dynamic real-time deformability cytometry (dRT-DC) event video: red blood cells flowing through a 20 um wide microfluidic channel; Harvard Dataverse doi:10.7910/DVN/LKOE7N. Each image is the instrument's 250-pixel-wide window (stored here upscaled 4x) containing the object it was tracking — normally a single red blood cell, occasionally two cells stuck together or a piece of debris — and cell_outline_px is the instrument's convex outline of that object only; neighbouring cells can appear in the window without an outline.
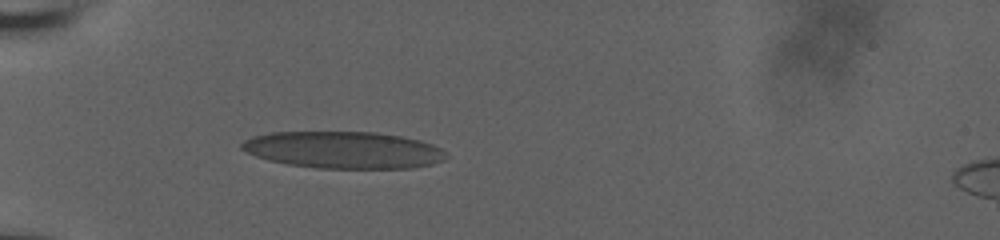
{"species": "human", "species_latin": "Homo sapiens", "temperature_condition": "room temperature", "stored_images_in_passage": 39, "camera_frame_rate_fps": 3000, "um_per_image_px": 0.085, "donor": {"sex": "male"}, "frame": {"image": 1, "passage_image": 1, "time_ms": 0.0, "image_size_px": [1000, 240], "cell_outline_px": [[448, 156], [444, 160], [432, 164], [412, 168], [316, 168], [288, 164], [268, 160], [256, 156], [240, 148], [240, 144], [244, 140], [252, 136], [272, 132], [376, 132], [400, 136], [420, 140], [432, 144], [440, 148]], "centroid_in_image_um": [29.19, 12.74], "position_along_channel_um": 55.8, "area_um2": 44.04}}
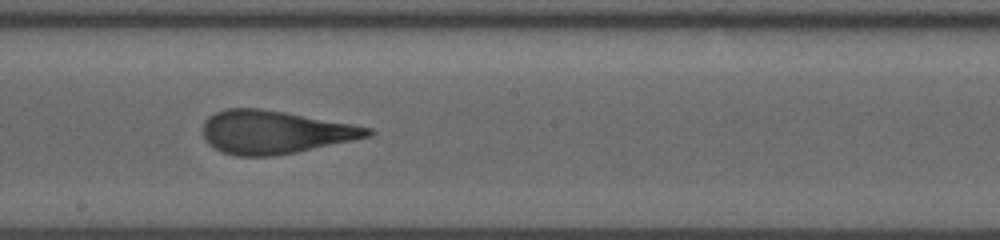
{"frame": {"image": 2, "passage_image": 16, "time_ms": 5.0, "image_size_px": [1000, 240], "cell_outline_px": [[376, 132], [372, 136], [296, 152], [272, 156], [236, 156], [224, 152], [208, 144], [204, 140], [200, 128], [204, 120], [208, 116], [224, 108], [260, 108], [284, 112], [352, 124], [372, 128]], "centroid_in_image_um": [23.31, 11.22], "position_along_channel_um": 224.9, "area_um2": 41.62}}
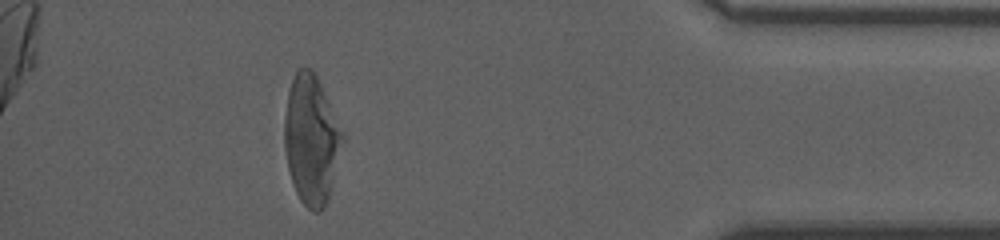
{"frame": {"image": 3, "passage_image": 34, "time_ms": 11.0, "image_size_px": [1000, 240], "cell_outline_px": [[344, 140], [328, 196], [324, 208], [320, 212], [312, 212], [300, 200], [292, 184], [288, 168], [284, 148], [284, 124], [288, 92], [296, 68], [312, 68], [344, 132]], "centroid_in_image_um": [26.45, 11.87], "position_along_channel_um": 408.8, "area_um2": 43.47}, "authors_computed_cell_mechanics": {"area_um2": 42.483, "velocity_mm_per_s": 3.7243, "shape_relaxation_time_tau1_ms": 6.9875, "shape_relaxation_time_tau2_ms": 0.8178, "deformation_change_tau1": 0.2555, "deformation_change_tau2": 0.0982}}